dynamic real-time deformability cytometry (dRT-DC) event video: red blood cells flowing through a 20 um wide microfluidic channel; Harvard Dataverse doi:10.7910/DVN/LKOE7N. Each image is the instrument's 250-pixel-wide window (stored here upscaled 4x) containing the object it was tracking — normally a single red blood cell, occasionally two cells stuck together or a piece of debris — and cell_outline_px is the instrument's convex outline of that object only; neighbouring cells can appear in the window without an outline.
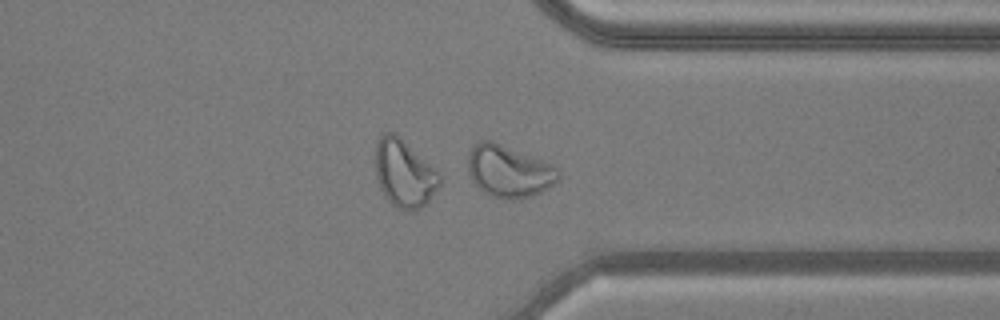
{"species": "common noctule bat (a hibernating species)", "species_latin": "Nyctalus noctula", "temperature_condition": "warm", "stored_images_in_passage": 40, "camera_frame_rate_fps": 3000, "um_per_image_px": 0.085, "animal": {"sex": "male", "body_mass_g": 20.5, "forearm_length_mm": 52.5}, "frame": {"image": 1, "passage_image": 29, "time_ms": 9.333, "image_size_px": [1000, 320], "cell_outline_px": [[560, 180], [548, 188], [532, 196], [516, 200], [492, 196], [484, 192], [472, 180], [468, 172], [468, 152], [472, 144], [480, 140], [492, 140], [552, 164], [560, 168]], "centroid_in_image_um": [43.27, 14.54], "position_along_channel_um": 368.1, "area_um2": 27.69}, "authors_computed_cell_mechanics": {"area_um2": 23.6402, "velocity_mm_per_s": 3.8284, "shape_relaxation_time_tau1_ms": null, "shape_relaxation_time_tau2_ms": 1.3898, "deformation_change_tau1": null, "deformation_change_tau2": 0.0713}}